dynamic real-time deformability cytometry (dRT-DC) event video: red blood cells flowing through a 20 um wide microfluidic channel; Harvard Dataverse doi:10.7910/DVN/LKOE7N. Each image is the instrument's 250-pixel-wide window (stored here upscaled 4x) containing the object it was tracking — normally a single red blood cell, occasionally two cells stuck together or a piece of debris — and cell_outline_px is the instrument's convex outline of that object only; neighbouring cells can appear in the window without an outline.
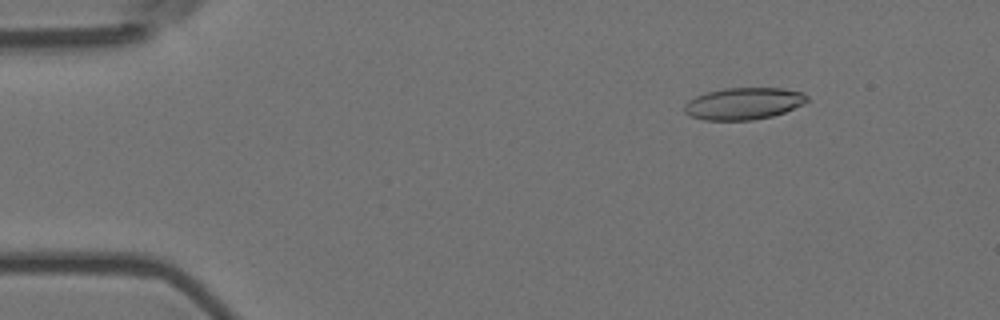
{"species": "Egyptian fruit bat (a non-hibernating species)", "species_latin": "Rousettus aegyptiacus", "temperature_condition": "room temperature", "stored_images_in_passage": 6, "camera_frame_rate_fps": 3000, "um_per_image_px": 0.085, "animal": {"sex": "female"}, "frame": {"image": 1, "passage_image": 3, "time_ms": 0.667, "image_size_px": [1000, 320], "cell_outline_px": [[808, 100], [804, 104], [784, 112], [772, 116], [752, 120], [704, 120], [692, 116], [684, 112], [684, 104], [688, 100], [696, 96], [708, 92], [724, 88], [780, 88], [804, 92], [808, 96]], "centroid_in_image_um": [63.22, 8.8], "position_along_channel_um": 21.8, "area_um2": 22.83}}
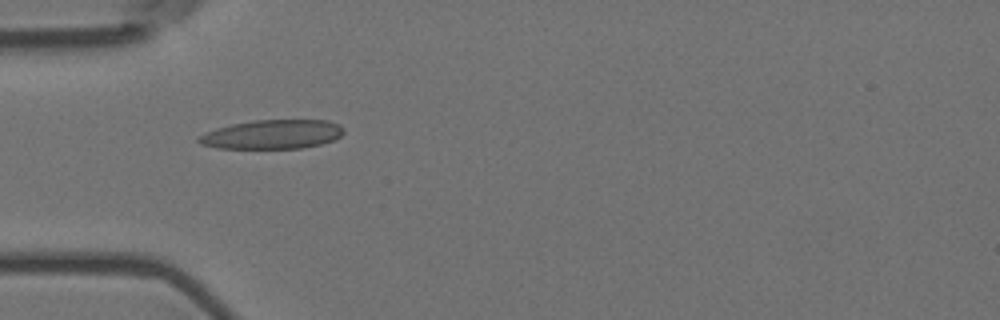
{"frame": {"image": 2, "passage_image": 6, "time_ms": 1.667, "image_size_px": [1000, 320], "cell_outline_px": [[344, 132], [340, 136], [332, 140], [320, 144], [300, 148], [216, 148], [200, 144], [196, 140], [200, 136], [216, 128], [232, 124], [252, 120], [328, 120], [340, 124], [344, 128]], "centroid_in_image_um": [23.16, 11.41], "position_along_channel_um": 61.8, "area_um2": 24.51}}